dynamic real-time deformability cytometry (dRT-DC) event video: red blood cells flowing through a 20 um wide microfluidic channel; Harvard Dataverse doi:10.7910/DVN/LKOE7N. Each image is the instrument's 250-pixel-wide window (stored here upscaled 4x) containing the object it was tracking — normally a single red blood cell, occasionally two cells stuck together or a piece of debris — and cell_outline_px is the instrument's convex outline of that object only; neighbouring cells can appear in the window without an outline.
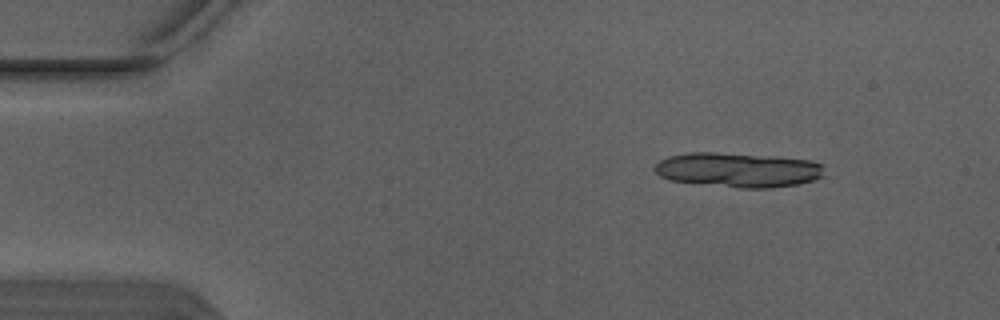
{"species": "Egyptian fruit bat (a non-hibernating species)", "species_latin": "Rousettus aegyptiacus", "temperature_condition": "warm", "stored_images_in_passage": 4, "camera_frame_rate_fps": 3000, "um_per_image_px": 0.085, "animal": {"sex": "male"}, "frame": {"image": 1, "passage_image": 1, "time_ms": 0.0, "image_size_px": [1000, 320], "cell_outline_px": [[824, 176], [812, 180], [796, 184], [768, 188], [740, 188], [672, 180], [660, 176], [656, 172], [656, 164], [660, 160], [668, 156], [688, 152], [716, 152], [772, 156], [808, 160], [824, 164]], "centroid_in_image_um": [62.76, 14.43], "position_along_channel_um": 22.2, "area_um2": 34.04}}
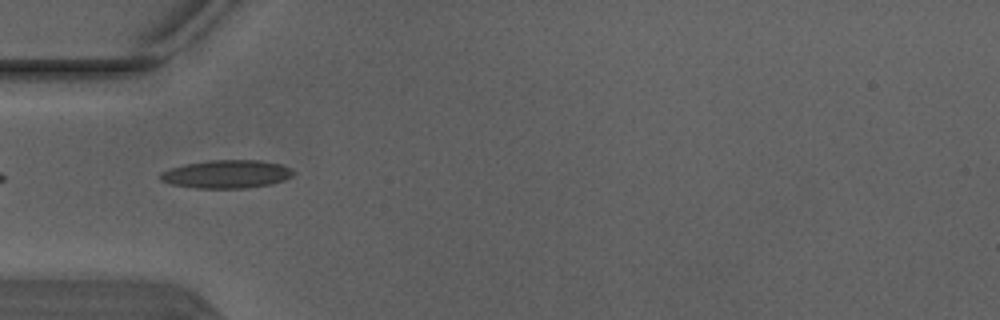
{"frame": {"image": 2, "passage_image": 4, "time_ms": 1.0, "image_size_px": [1000, 320], "cell_outline_px": [[296, 172], [292, 176], [284, 180], [272, 184], [248, 188], [196, 188], [172, 184], [160, 180], [160, 172], [184, 164], [208, 160], [260, 160], [280, 164]], "centroid_in_image_um": [19.27, 14.8], "position_along_channel_um": 65.7, "area_um2": 21.85}}